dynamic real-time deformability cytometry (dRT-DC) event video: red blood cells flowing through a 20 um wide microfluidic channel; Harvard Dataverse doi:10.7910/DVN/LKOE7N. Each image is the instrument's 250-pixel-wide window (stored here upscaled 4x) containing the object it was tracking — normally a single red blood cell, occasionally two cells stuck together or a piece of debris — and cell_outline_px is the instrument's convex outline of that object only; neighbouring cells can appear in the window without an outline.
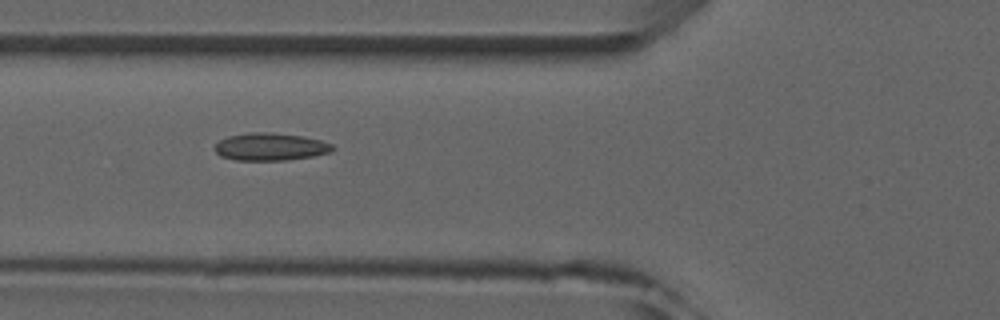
{"species": "common noctule bat (a hibernating species)", "species_latin": "Nyctalus noctula", "temperature_condition": "room temperature", "stored_images_in_passage": 5, "camera_frame_rate_fps": 3000, "um_per_image_px": 0.085, "animal": {"sex": "male", "forearm_length_mm": 52.5}, "frame": {"image": 1, "passage_image": 3, "time_ms": 2.333, "image_size_px": [1000, 320], "cell_outline_px": [[336, 148], [332, 152], [312, 156], [288, 160], [236, 160], [220, 156], [212, 148], [220, 140], [228, 136], [248, 132], [272, 132], [300, 136], [320, 140], [332, 144]], "centroid_in_image_um": [22.97, 12.47], "position_along_channel_um": 102.8, "area_um2": 19.02}}
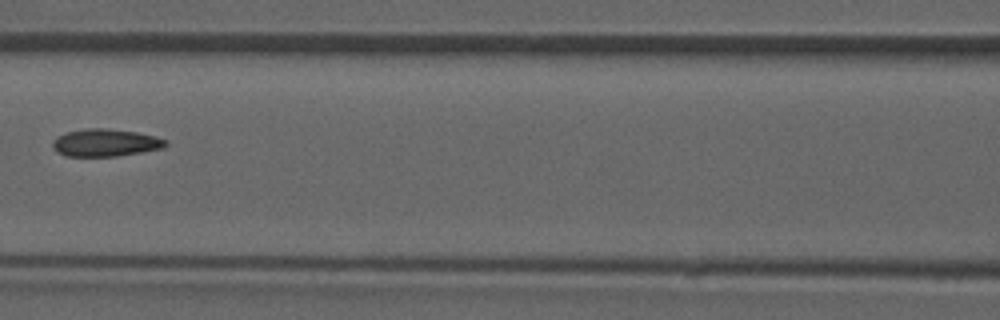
{"frame": {"image": 2, "passage_image": 4, "time_ms": 3.667, "image_size_px": [1000, 320], "cell_outline_px": [[168, 144], [164, 148], [116, 156], [64, 156], [56, 152], [52, 148], [52, 144], [56, 136], [68, 132], [84, 128], [104, 128], [136, 132], [156, 136], [168, 140]], "centroid_in_image_um": [8.95, 12.13], "position_along_channel_um": 157.6, "area_um2": 18.21}}